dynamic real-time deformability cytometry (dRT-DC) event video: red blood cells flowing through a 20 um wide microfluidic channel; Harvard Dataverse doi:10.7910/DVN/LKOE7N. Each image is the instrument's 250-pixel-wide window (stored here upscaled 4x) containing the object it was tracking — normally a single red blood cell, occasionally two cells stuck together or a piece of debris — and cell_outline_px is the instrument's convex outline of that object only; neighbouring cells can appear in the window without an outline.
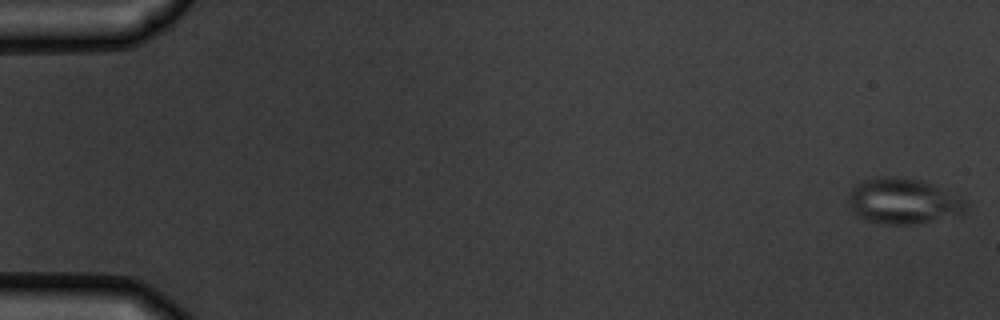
{"species": "common noctule bat (a hibernating species)", "species_latin": "Nyctalus noctula", "temperature_condition": "warm", "stored_images_in_passage": 11, "camera_frame_rate_fps": 3000, "um_per_image_px": 0.085, "animal": {"sex": "male", "body_mass_g": 19.5, "forearm_length_mm": 54.6}, "frame": {"image": 1, "passage_image": 1, "time_ms": 0.0, "image_size_px": [1000, 320], "cell_outline_px": [[968, 212], [964, 216], [920, 224], [888, 224], [868, 220], [860, 216], [852, 208], [848, 200], [852, 188], [860, 180], [880, 176], [892, 176], [920, 180], [932, 184], [964, 200], [968, 204]], "centroid_in_image_um": [76.86, 17.11], "position_along_channel_um": 8.1, "area_um2": 31.5}}
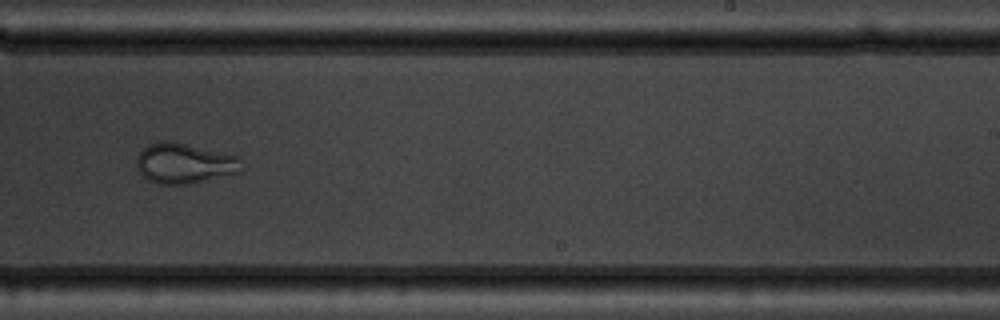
{"frame": {"image": 2, "passage_image": 10, "time_ms": 11.0, "image_size_px": [1000, 320], "cell_outline_px": [[240, 172], [188, 184], [156, 184], [148, 180], [136, 168], [136, 156], [148, 144], [168, 140], [172, 140], [240, 156]], "centroid_in_image_um": [15.64, 13.87], "position_along_channel_um": 273.4, "area_um2": 24.74}}
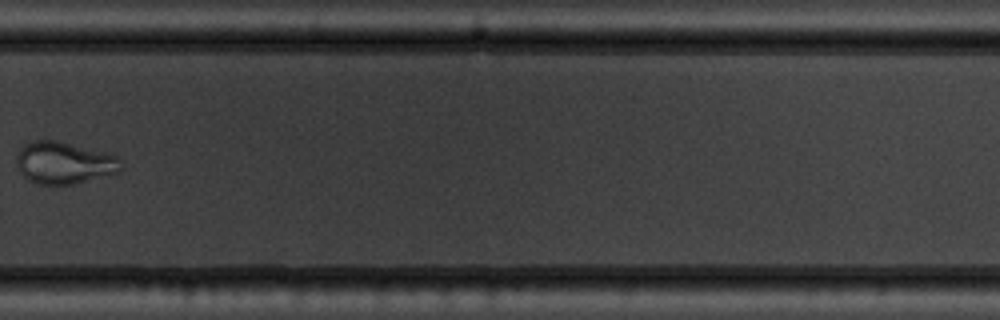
{"frame": {"image": 3, "passage_image": 11, "time_ms": 12.333, "image_size_px": [1000, 320], "cell_outline_px": [[124, 168], [120, 172], [72, 184], [36, 184], [28, 180], [20, 172], [16, 164], [16, 156], [20, 148], [36, 140], [56, 140], [104, 152], [116, 156], [124, 160]], "centroid_in_image_um": [5.48, 13.85], "position_along_channel_um": 324.3, "area_um2": 25.66}}